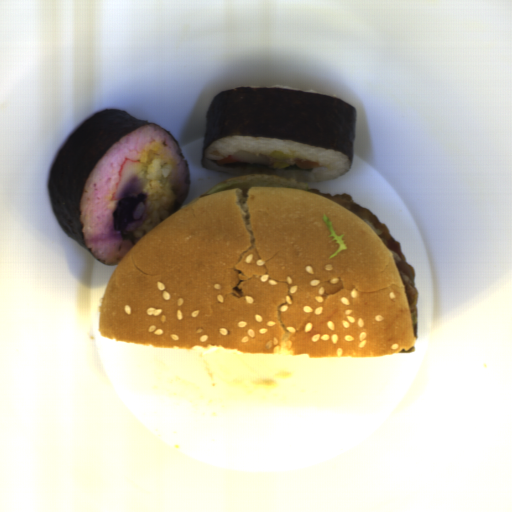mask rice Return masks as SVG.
<instances>
[{
	"instance_id": "obj_1",
	"label": "rice",
	"mask_w": 512,
	"mask_h": 512,
	"mask_svg": "<svg viewBox=\"0 0 512 512\" xmlns=\"http://www.w3.org/2000/svg\"><path fill=\"white\" fill-rule=\"evenodd\" d=\"M125 158L142 163L136 195L149 194L148 204H138L135 221L126 226L137 236L134 244L124 241L113 226L119 200L111 198ZM186 190V167L171 135L153 123L129 132L97 161L82 188L79 221L84 244L102 264H119L140 239L175 213Z\"/></svg>"
},
{
	"instance_id": "obj_2",
	"label": "rice",
	"mask_w": 512,
	"mask_h": 512,
	"mask_svg": "<svg viewBox=\"0 0 512 512\" xmlns=\"http://www.w3.org/2000/svg\"><path fill=\"white\" fill-rule=\"evenodd\" d=\"M248 152L252 155L270 158L273 152L303 160H314L319 167L301 169L291 165L285 169H274L271 165L256 163L219 164V159L235 155L237 151ZM204 167L211 171L236 175H277L282 178H293L299 183H324L344 176L351 171V161L348 155L329 148L305 145L288 139L266 136H229L222 137L207 146Z\"/></svg>"
},
{
	"instance_id": "obj_3",
	"label": "rice",
	"mask_w": 512,
	"mask_h": 512,
	"mask_svg": "<svg viewBox=\"0 0 512 512\" xmlns=\"http://www.w3.org/2000/svg\"><path fill=\"white\" fill-rule=\"evenodd\" d=\"M238 88H254V89L255 88H283V89L301 91V92H306V93H311V94H319V93H317L316 91H313V90H301V89H297V88L283 86V85H280V84H274L272 86L250 85V86H240Z\"/></svg>"
}]
</instances>
